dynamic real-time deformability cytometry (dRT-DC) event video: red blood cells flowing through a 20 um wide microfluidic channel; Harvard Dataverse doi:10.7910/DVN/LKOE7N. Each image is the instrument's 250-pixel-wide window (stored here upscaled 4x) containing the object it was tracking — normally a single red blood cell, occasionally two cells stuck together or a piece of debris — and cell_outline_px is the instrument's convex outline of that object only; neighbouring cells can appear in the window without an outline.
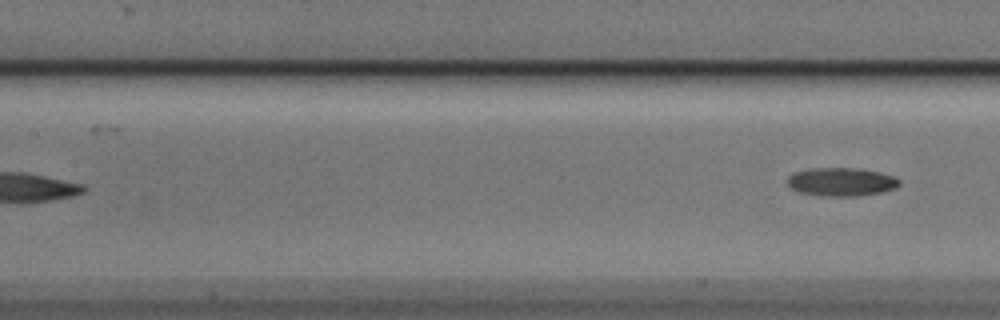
{"species": "Egyptian fruit bat (a non-hibernating species)", "species_latin": "Rousettus aegyptiacus", "temperature_condition": "cold", "stored_images_in_passage": 6, "segment_of_instrument_passage": [2, 2], "camera_frame_rate_fps": 3000, "um_per_image_px": 0.085, "animal": {"sex": "male"}, "frame": {"image": 1, "passage_image": 6, "time_ms": 1.667, "image_size_px": [1000, 320], "cell_outline_px": [[900, 184], [896, 188], [884, 192], [856, 196], [824, 196], [796, 192], [788, 188], [788, 176], [792, 172], [812, 168], [852, 168], [876, 172], [896, 176], [900, 180]], "centroid_in_image_um": [71.48, 15.47], "position_along_channel_um": 135.9, "area_um2": 18.73}}